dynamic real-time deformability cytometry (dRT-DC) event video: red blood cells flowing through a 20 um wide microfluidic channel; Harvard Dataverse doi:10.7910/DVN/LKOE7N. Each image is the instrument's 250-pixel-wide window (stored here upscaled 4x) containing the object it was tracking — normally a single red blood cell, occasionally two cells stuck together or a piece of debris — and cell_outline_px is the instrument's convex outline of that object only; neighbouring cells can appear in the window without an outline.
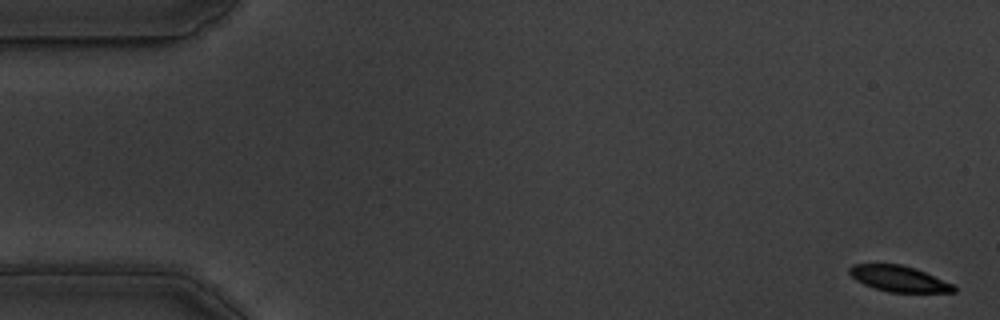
{"species": "common noctule bat (a hibernating species)", "species_latin": "Nyctalus noctula", "temperature_condition": "warm", "stored_images_in_passage": 57, "camera_frame_rate_fps": 3000, "um_per_image_px": 0.085, "animal": {"sex": "male", "body_mass_g": 19.5, "forearm_length_mm": 54.6}, "frame": {"image": 1, "passage_image": 1, "time_ms": 0.0, "image_size_px": [1000, 320], "cell_outline_px": [[956, 292], [888, 292], [864, 284], [856, 280], [848, 272], [848, 268], [852, 264], [900, 264], [916, 268], [952, 284], [956, 288]], "centroid_in_image_um": [76.38, 23.68], "position_along_channel_um": 8.6, "area_um2": 15.61}}
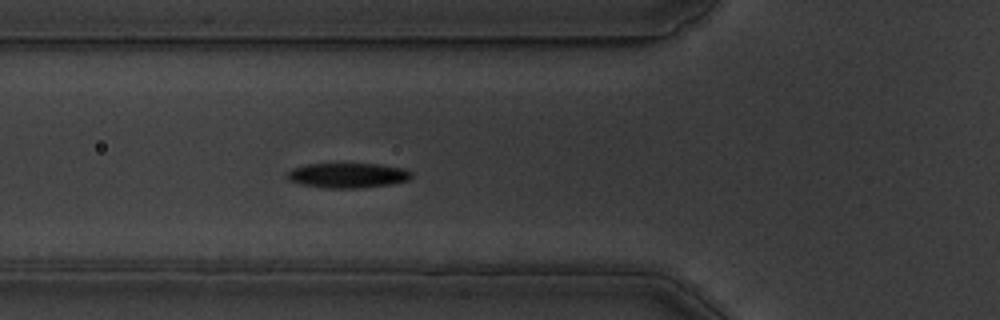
{"frame": {"image": 2, "passage_image": 20, "time_ms": 6.333, "image_size_px": [1000, 320], "cell_outline_px": [[412, 176], [408, 180], [388, 184], [356, 188], [328, 188], [300, 184], [288, 180], [288, 172], [292, 168], [304, 164], [380, 164], [404, 168], [412, 172]], "centroid_in_image_um": [29.55, 14.9], "position_along_channel_um": 96.3, "area_um2": 17.92}}
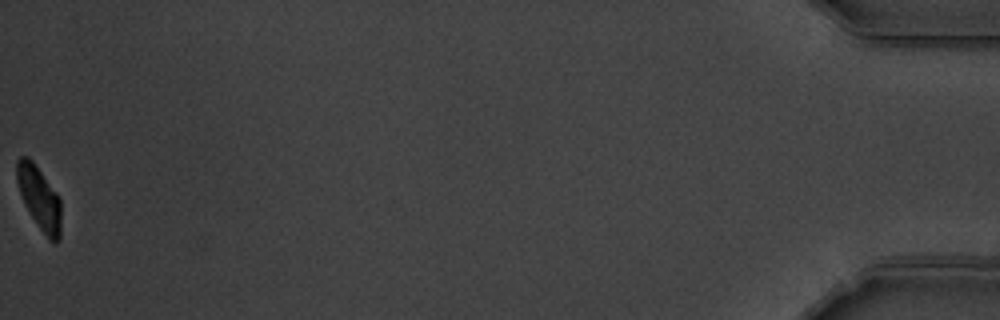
{"frame": {"image": 3, "passage_image": 57, "time_ms": 18.667, "image_size_px": [1000, 320], "cell_outline_px": [[60, 240], [56, 244], [48, 240], [28, 212], [24, 204], [16, 180], [16, 160], [20, 156], [28, 156], [32, 160], [56, 192], [60, 200]], "centroid_in_image_um": [3.32, 16.84], "position_along_channel_um": 431.9, "area_um2": 16.42}, "authors_computed_cell_mechanics": {"area_um2": 17.918, "velocity_mm_per_s": 3.5354, "shape_relaxation_time_tau1_ms": 3.2012, "shape_relaxation_time_tau2_ms": 4.1634, "deformation_change_tau1": 0.1579, "deformation_change_tau2": 0.0624}}